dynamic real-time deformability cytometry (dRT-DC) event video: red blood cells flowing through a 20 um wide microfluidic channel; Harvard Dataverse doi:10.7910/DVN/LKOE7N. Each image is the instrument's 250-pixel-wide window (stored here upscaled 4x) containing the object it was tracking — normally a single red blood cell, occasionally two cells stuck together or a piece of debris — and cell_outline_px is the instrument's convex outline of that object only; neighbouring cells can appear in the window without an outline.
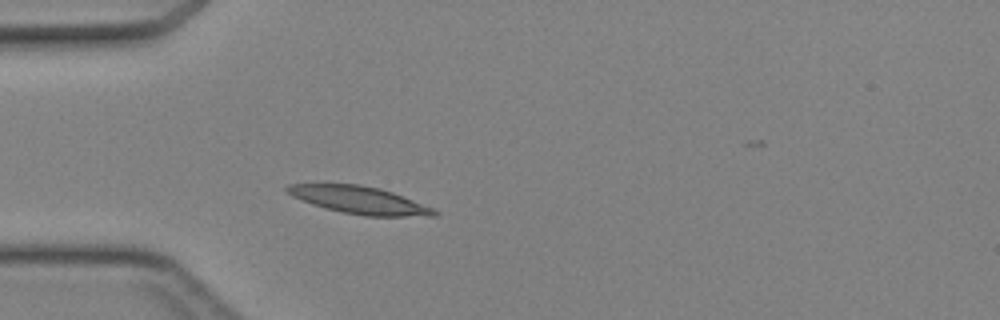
{"species": "Egyptian fruit bat (a non-hibernating species)", "species_latin": "Rousettus aegyptiacus", "temperature_condition": "cold", "stored_images_in_passage": 34, "camera_frame_rate_fps": 3000, "um_per_image_px": 0.085, "animal": {"sex": "female"}, "frame": {"image": 1, "passage_image": 1, "time_ms": 0.0, "image_size_px": [1000, 320], "cell_outline_px": [[440, 212], [436, 216], [364, 216], [324, 208], [312, 204], [292, 196], [284, 188], [288, 184], [324, 180], [360, 184], [380, 188], [392, 192], [432, 208]], "centroid_in_image_um": [30.41, 16.94], "position_along_channel_um": 54.6, "area_um2": 24.33}}
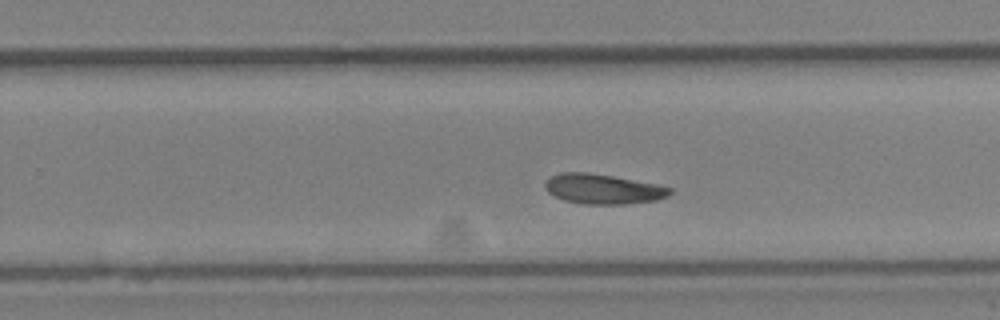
{"frame": {"image": 2, "passage_image": 17, "time_ms": 5.333, "image_size_px": [1000, 320], "cell_outline_px": [[672, 192], [668, 196], [656, 200], [628, 204], [584, 204], [564, 200], [548, 192], [544, 188], [544, 180], [560, 172], [584, 172], [612, 176], [656, 184], [672, 188]], "centroid_in_image_um": [51.23, 16.07], "position_along_channel_um": 278.6, "area_um2": 21.73}}
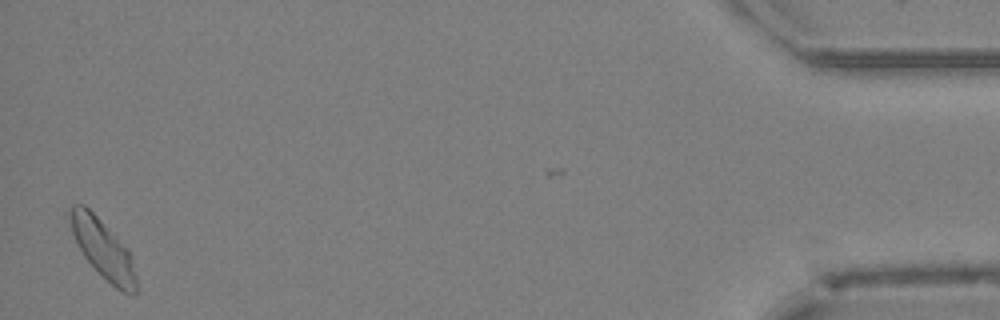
{"frame": {"image": 3, "passage_image": 33, "time_ms": 10.667, "image_size_px": [1000, 320], "cell_outline_px": [[136, 292], [132, 296], [116, 288], [84, 256], [72, 232], [68, 216], [68, 212], [72, 204], [84, 204], [128, 248], [136, 276]], "centroid_in_image_um": [8.75, 21.13], "position_along_channel_um": 426.5, "area_um2": 22.08}}